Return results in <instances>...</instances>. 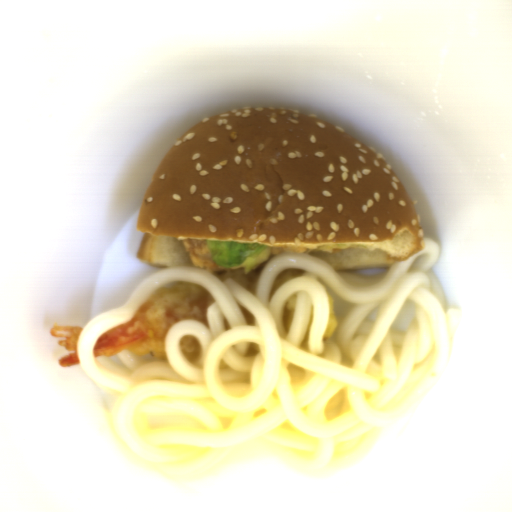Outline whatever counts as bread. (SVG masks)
I'll use <instances>...</instances> for the list:
<instances>
[{
  "mask_svg": "<svg viewBox=\"0 0 512 512\" xmlns=\"http://www.w3.org/2000/svg\"><path fill=\"white\" fill-rule=\"evenodd\" d=\"M136 258L194 266L182 239L305 247L335 271L390 269L423 249L417 207L370 147L303 111L257 107L199 121L157 165Z\"/></svg>",
  "mask_w": 512,
  "mask_h": 512,
  "instance_id": "obj_1",
  "label": "bread"
}]
</instances>
